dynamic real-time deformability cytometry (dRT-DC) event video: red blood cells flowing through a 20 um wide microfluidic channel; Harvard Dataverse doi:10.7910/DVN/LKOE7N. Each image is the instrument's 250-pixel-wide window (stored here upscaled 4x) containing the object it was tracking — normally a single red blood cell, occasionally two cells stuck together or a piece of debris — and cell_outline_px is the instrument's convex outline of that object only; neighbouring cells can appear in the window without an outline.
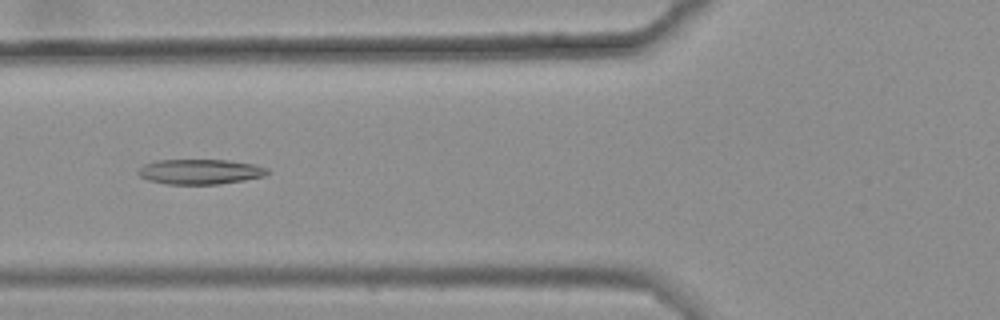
{"species": "common noctule bat (a hibernating species)", "species_latin": "Nyctalus noctula", "temperature_condition": "warm", "stored_images_in_passage": 28, "camera_frame_rate_fps": 3000, "um_per_image_px": 0.085, "animal": {"sex": "female", "body_mass_g": 25.1}, "frame": {"image": 1, "passage_image": 6, "time_ms": 1.667, "image_size_px": [1000, 320], "cell_outline_px": [[272, 172], [264, 176], [244, 180], [220, 184], [164, 184], [148, 180], [140, 176], [136, 172], [144, 164], [156, 160], [228, 160], [256, 164], [268, 168]], "centroid_in_image_um": [17.04, 14.59], "position_along_channel_um": 108.8, "area_um2": 19.07}}
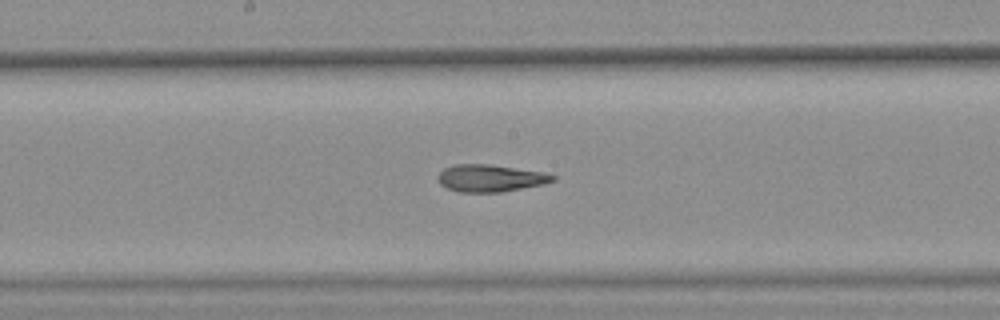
{"frame": {"image": 2, "passage_image": 14, "time_ms": 4.333, "image_size_px": [1000, 320], "cell_outline_px": [[556, 180], [544, 184], [500, 192], [460, 192], [448, 188], [440, 184], [436, 180], [436, 176], [444, 168], [452, 164], [488, 164], [544, 172], [556, 176]], "centroid_in_image_um": [41.65, 15.14], "position_along_channel_um": 206.6, "area_um2": 18.26}}
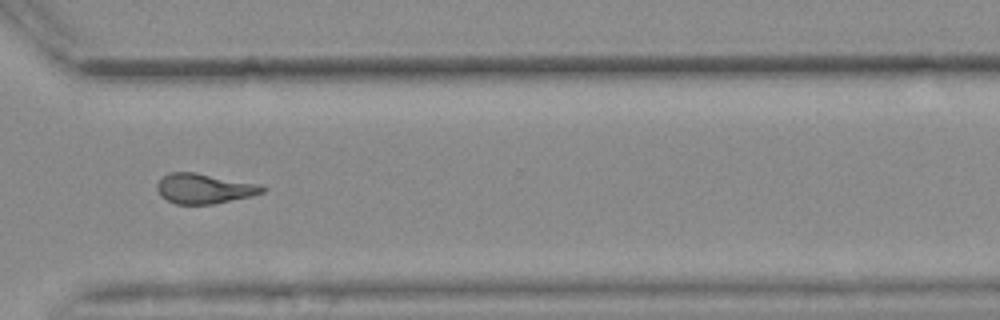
{"frame": {"image": 3, "passage_image": 26, "time_ms": 8.333, "image_size_px": [1000, 320], "cell_outline_px": [[268, 188], [264, 192], [252, 196], [212, 204], [176, 204], [160, 196], [156, 188], [156, 184], [168, 172], [196, 172], [260, 184]], "centroid_in_image_um": [17.37, 16.02], "position_along_channel_um": 353.2, "area_um2": 18.55}, "authors_computed_cell_mechanics": {"area_um2": 18.3515, "velocity_mm_per_s": 3.6635, "shape_relaxation_time_tau1_ms": null, "shape_relaxation_time_tau2_ms": 3.7039, "deformation_change_tau1": null, "deformation_change_tau2": 0.1384}}